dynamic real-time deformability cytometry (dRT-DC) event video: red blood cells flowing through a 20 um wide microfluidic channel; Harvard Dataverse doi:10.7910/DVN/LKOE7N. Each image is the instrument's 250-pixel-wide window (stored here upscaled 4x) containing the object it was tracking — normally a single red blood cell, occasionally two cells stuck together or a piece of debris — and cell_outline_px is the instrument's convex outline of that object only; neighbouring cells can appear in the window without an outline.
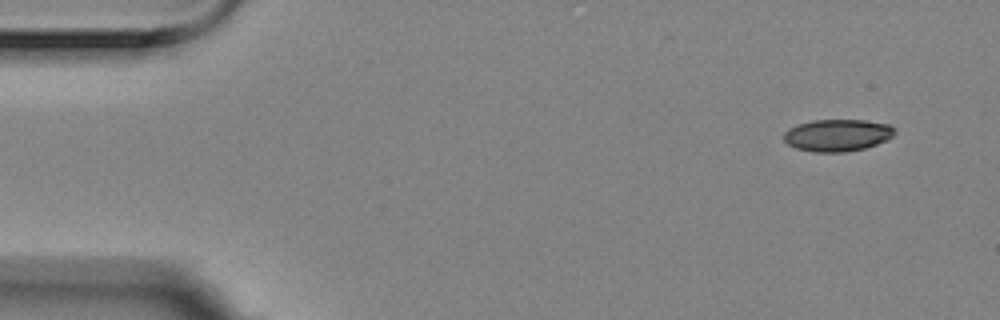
{"species": "Egyptian fruit bat (a non-hibernating species)", "species_latin": "Rousettus aegyptiacus", "temperature_condition": "room temperature", "stored_images_in_passage": 6, "camera_frame_rate_fps": 3000, "um_per_image_px": 0.085, "animal": {"sex": "female"}, "frame": {"image": 1, "passage_image": 1, "time_ms": 0.0, "image_size_px": [1000, 320], "cell_outline_px": [[896, 132], [888, 140], [864, 148], [844, 152], [812, 152], [796, 148], [788, 144], [784, 140], [784, 132], [788, 128], [796, 124], [812, 120], [864, 120], [888, 124], [896, 128]], "centroid_in_image_um": [71.17, 11.49], "position_along_channel_um": 13.8, "area_um2": 20.87}}
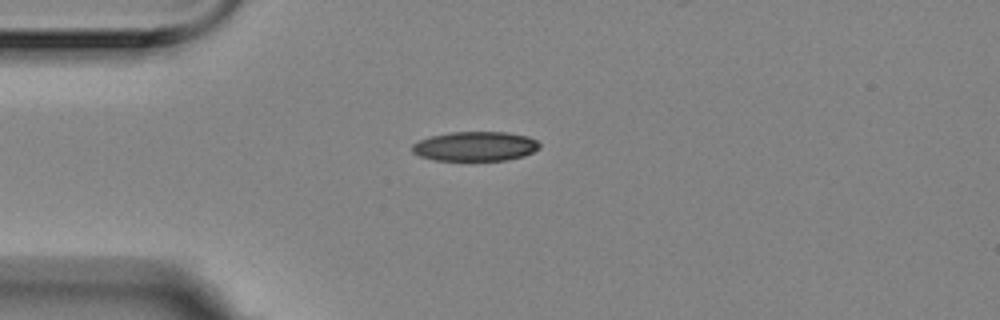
{"frame": {"image": 2, "passage_image": 4, "time_ms": 1.0, "image_size_px": [1000, 320], "cell_outline_px": [[540, 148], [524, 156], [508, 160], [432, 160], [420, 156], [412, 152], [412, 144], [428, 136], [448, 132], [508, 132], [528, 136], [536, 140], [540, 144]], "centroid_in_image_um": [40.39, 12.43], "position_along_channel_um": 44.6, "area_um2": 22.08}}
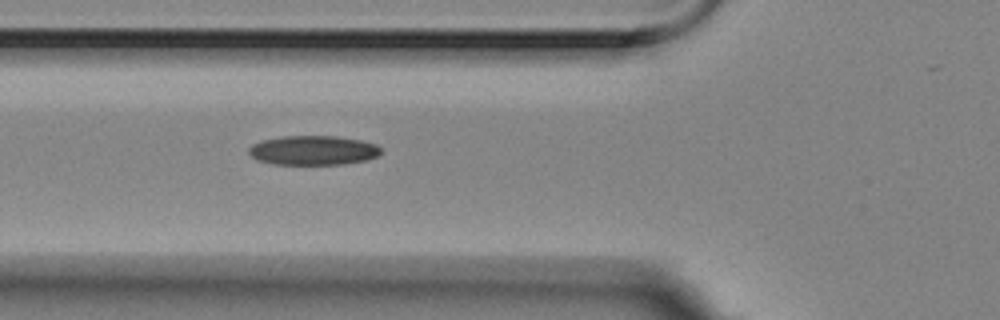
{"frame": {"image": 3, "passage_image": 6, "time_ms": 1.667, "image_size_px": [1000, 320], "cell_outline_px": [[380, 152], [376, 156], [364, 160], [340, 164], [276, 164], [256, 160], [248, 152], [248, 148], [252, 144], [260, 140], [280, 136], [336, 136], [360, 140], [376, 144], [380, 148]], "centroid_in_image_um": [26.55, 12.76], "position_along_channel_um": 99.2, "area_um2": 22.54}}